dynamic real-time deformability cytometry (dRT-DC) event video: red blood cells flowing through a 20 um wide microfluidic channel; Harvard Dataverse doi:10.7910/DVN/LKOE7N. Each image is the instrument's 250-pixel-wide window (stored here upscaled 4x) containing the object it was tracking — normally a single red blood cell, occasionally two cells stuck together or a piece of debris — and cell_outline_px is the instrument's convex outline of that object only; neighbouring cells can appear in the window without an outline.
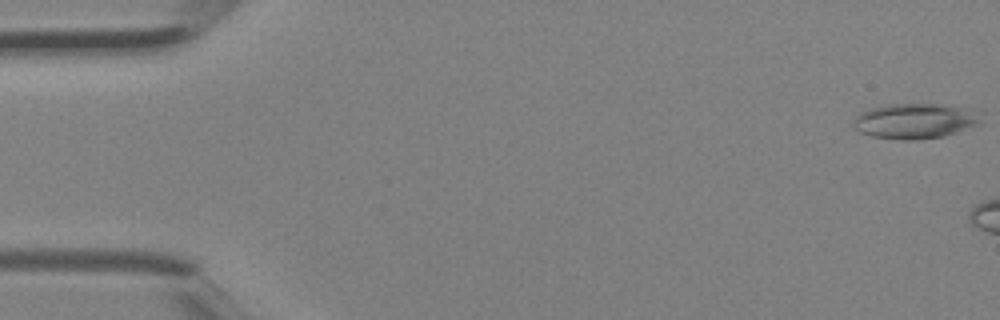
{"species": "Egyptian fruit bat (a non-hibernating species)", "species_latin": "Rousettus aegyptiacus", "temperature_condition": "room temperature", "stored_images_in_passage": 3, "camera_frame_rate_fps": 3000, "um_per_image_px": 0.085, "animal": {"sex": "female"}, "frame": {"image": 1, "passage_image": 1, "time_ms": 0.0, "image_size_px": [1000, 320], "cell_outline_px": [[980, 124], [944, 136], [916, 140], [900, 140], [872, 136], [860, 132], [852, 128], [852, 120], [860, 112], [872, 108], [888, 104], [944, 104], [968, 108], [980, 120]], "centroid_in_image_um": [77.7, 10.29], "position_along_channel_um": 7.3, "area_um2": 26.13}}